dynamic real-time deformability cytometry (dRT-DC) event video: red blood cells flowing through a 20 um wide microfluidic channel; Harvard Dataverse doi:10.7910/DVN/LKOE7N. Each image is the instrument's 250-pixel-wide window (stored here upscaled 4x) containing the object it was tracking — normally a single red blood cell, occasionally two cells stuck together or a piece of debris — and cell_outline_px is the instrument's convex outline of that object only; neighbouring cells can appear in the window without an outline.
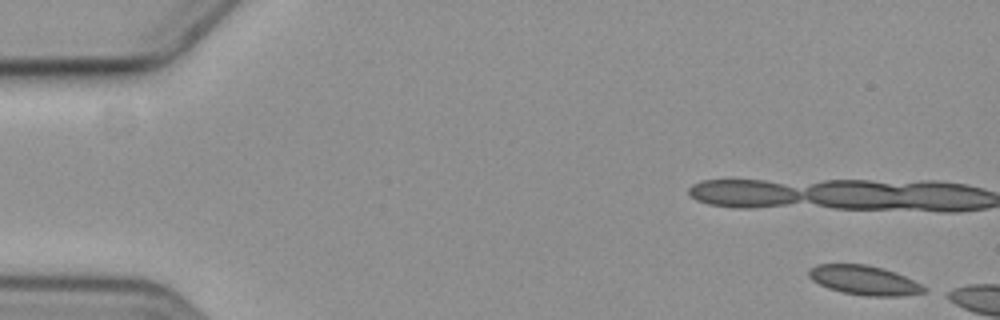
{"species": "common noctule bat (a hibernating species)", "species_latin": "Nyctalus noctula", "temperature_condition": "cold", "stored_images_in_passage": 3, "camera_frame_rate_fps": 3000, "um_per_image_px": 0.085, "animal": {"sex": "female", "body_mass_g": 19.3, "forearm_length_mm": 54.1}, "frame": {"image": 1, "passage_image": 1, "time_ms": 0.0, "image_size_px": [1000, 320], "cell_outline_px": [[928, 292], [900, 296], [864, 296], [844, 292], [828, 288], [812, 280], [808, 276], [808, 268], [816, 264], [868, 264], [884, 268], [896, 272], [928, 288]], "centroid_in_image_um": [73.46, 23.81], "position_along_channel_um": 11.5, "area_um2": 19.88}}